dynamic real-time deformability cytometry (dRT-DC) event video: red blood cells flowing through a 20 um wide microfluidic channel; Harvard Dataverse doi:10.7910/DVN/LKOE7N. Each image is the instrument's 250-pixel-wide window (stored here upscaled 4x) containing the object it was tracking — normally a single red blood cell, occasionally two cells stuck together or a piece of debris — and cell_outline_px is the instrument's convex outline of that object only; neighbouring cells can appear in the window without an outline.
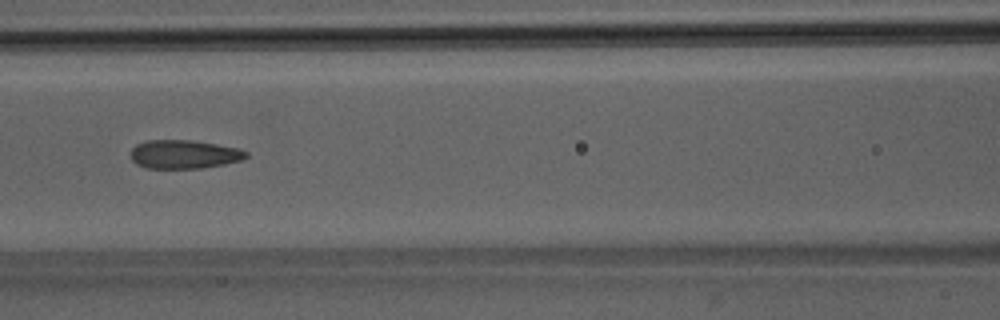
{"species": "Egyptian fruit bat (a non-hibernating species)", "species_latin": "Rousettus aegyptiacus", "temperature_condition": "room temperature", "stored_images_in_passage": 6, "camera_frame_rate_fps": 3000, "um_per_image_px": 0.085, "animal": {"sex": "male"}, "frame": {"image": 1, "passage_image": 6, "time_ms": 5.667, "image_size_px": [1000, 320], "cell_outline_px": [[248, 156], [240, 160], [224, 164], [200, 168], [148, 168], [136, 164], [132, 160], [132, 148], [136, 144], [148, 140], [192, 140], [216, 144], [236, 148], [248, 152]], "centroid_in_image_um": [15.63, 13.11], "position_along_channel_um": 151.0, "area_um2": 19.07}}